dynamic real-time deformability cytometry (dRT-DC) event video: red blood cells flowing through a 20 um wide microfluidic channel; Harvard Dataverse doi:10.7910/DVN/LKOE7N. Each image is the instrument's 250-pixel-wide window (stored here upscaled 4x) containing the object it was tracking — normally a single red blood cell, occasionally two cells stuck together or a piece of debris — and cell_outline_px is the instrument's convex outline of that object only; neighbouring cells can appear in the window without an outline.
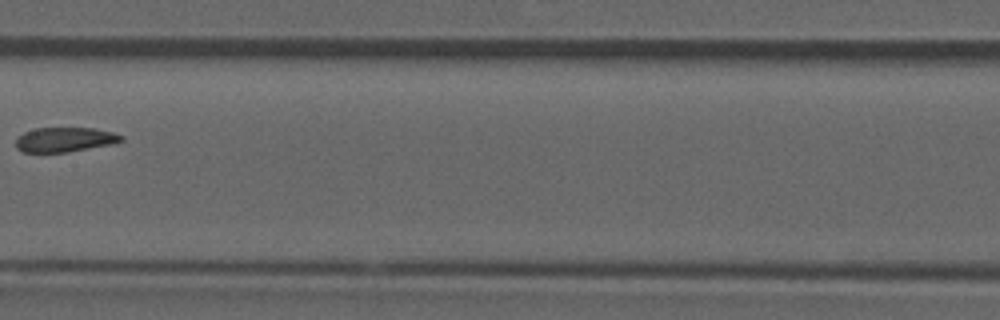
{"species": "common noctule bat (a hibernating species)", "species_latin": "Nyctalus noctula", "temperature_condition": "room temperature", "stored_images_in_passage": 8, "camera_frame_rate_fps": 3000, "um_per_image_px": 0.085, "animal": {"sex": "male", "forearm_length_mm": 52.5}, "frame": {"image": 1, "passage_image": 7, "time_ms": 2.0, "image_size_px": [1000, 320], "cell_outline_px": [[124, 140], [116, 144], [68, 152], [24, 152], [16, 148], [16, 140], [24, 132], [36, 128], [96, 128], [112, 132], [124, 136]], "centroid_in_image_um": [5.57, 11.87], "position_along_channel_um": 201.8, "area_um2": 15.26}}
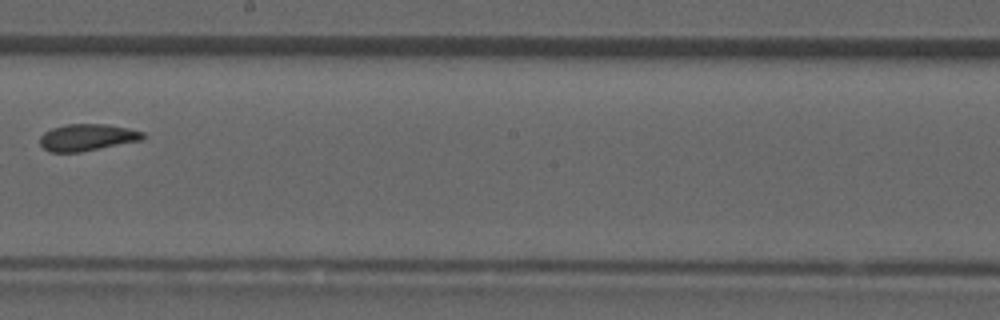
{"frame": {"image": 2, "passage_image": 8, "time_ms": 2.333, "image_size_px": [1000, 320], "cell_outline_px": [[144, 136], [140, 140], [80, 152], [48, 152], [40, 144], [40, 136], [44, 132], [52, 128], [64, 124], [108, 124], [128, 128], [144, 132]], "centroid_in_image_um": [7.37, 11.67], "position_along_channel_um": 240.8, "area_um2": 16.01}}